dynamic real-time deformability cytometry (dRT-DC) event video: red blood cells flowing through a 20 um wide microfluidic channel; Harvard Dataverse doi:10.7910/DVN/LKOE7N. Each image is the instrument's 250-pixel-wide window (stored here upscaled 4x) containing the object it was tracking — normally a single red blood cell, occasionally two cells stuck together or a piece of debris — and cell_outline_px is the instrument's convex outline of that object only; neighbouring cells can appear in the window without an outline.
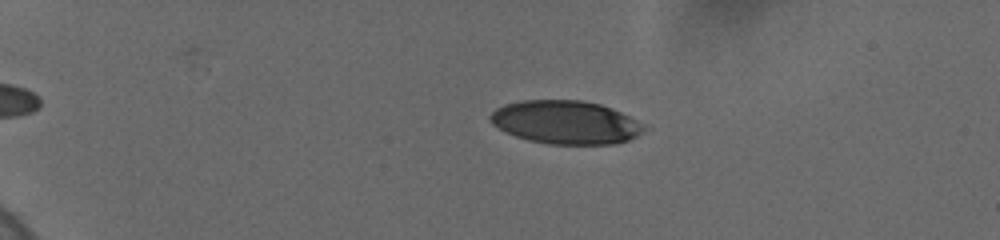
{"species": "human", "species_latin": "Homo sapiens", "temperature_condition": "cold", "stored_images_in_passage": 18, "camera_frame_rate_fps": 3000, "um_per_image_px": 0.085, "donor": {"sex": "female"}, "frame": {"image": 1, "passage_image": 5, "time_ms": 1.667, "image_size_px": [1000, 240], "cell_outline_px": [[648, 128], [636, 136], [628, 140], [616, 144], [548, 144], [528, 140], [504, 132], [492, 124], [488, 120], [488, 116], [496, 108], [504, 104], [524, 100], [580, 100], [600, 104], [612, 108], [648, 124]], "centroid_in_image_um": [48.1, 10.4], "position_along_channel_um": 36.9, "area_um2": 39.3}}
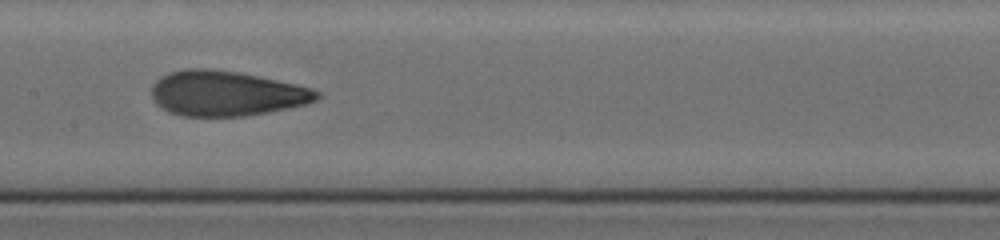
{"frame": {"image": 2, "passage_image": 16, "time_ms": 8.0, "image_size_px": [1000, 240], "cell_outline_px": [[320, 96], [316, 100], [304, 104], [268, 112], [240, 116], [184, 116], [172, 112], [164, 108], [152, 96], [152, 84], [160, 76], [168, 72], [188, 68], [208, 68], [240, 72], [296, 84], [312, 88], [320, 92]], "centroid_in_image_um": [19.24, 7.92], "position_along_channel_um": 188.2, "area_um2": 43.12}}
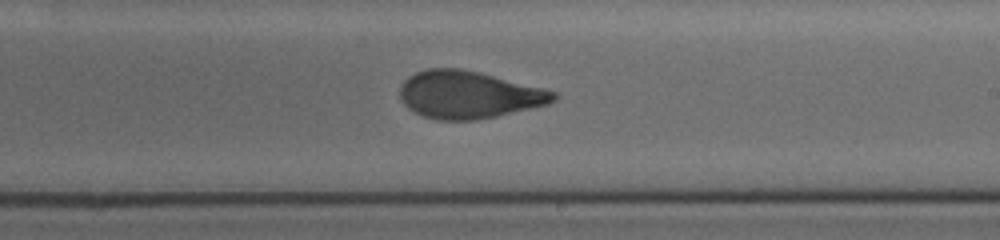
{"frame": {"image": 3, "passage_image": 18, "time_ms": 9.667, "image_size_px": [1000, 240], "cell_outline_px": [[560, 96], [556, 100], [548, 104], [496, 116], [476, 120], [436, 120], [424, 116], [408, 108], [404, 104], [400, 96], [400, 84], [408, 76], [416, 72], [428, 68], [456, 68], [480, 72], [544, 88], [556, 92]], "centroid_in_image_um": [39.84, 8.04], "position_along_channel_um": 249.2, "area_um2": 42.54}}